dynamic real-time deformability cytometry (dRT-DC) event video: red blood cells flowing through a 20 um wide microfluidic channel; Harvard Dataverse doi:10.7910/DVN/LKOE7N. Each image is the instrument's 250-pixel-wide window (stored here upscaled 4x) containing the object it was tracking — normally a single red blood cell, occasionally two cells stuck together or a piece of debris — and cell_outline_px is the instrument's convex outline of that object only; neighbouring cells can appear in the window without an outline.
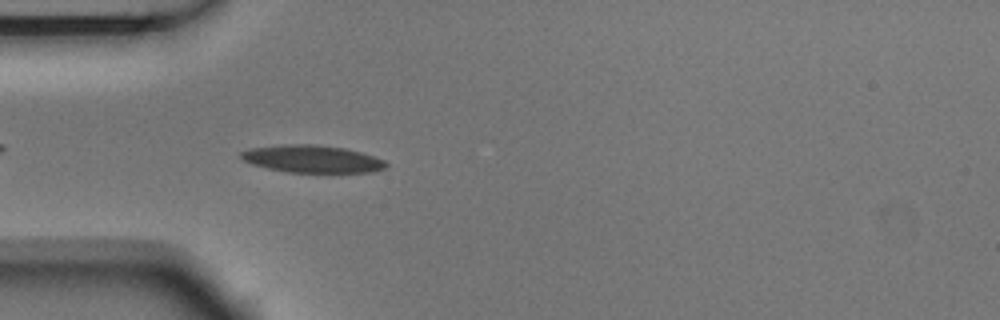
{"species": "Egyptian fruit bat (a non-hibernating species)", "species_latin": "Rousettus aegyptiacus", "temperature_condition": "room temperature", "stored_images_in_passage": 3, "camera_frame_rate_fps": 3000, "um_per_image_px": 0.085, "animal": {"sex": "male"}, "frame": {"image": 1, "passage_image": 3, "time_ms": 0.667, "image_size_px": [1000, 320], "cell_outline_px": [[388, 164], [384, 168], [372, 172], [288, 172], [268, 168], [252, 164], [244, 160], [240, 156], [240, 152], [248, 148], [284, 144], [316, 144], [344, 148], [360, 152], [384, 160]], "centroid_in_image_um": [26.5, 13.5], "position_along_channel_um": 58.5, "area_um2": 23.06}}